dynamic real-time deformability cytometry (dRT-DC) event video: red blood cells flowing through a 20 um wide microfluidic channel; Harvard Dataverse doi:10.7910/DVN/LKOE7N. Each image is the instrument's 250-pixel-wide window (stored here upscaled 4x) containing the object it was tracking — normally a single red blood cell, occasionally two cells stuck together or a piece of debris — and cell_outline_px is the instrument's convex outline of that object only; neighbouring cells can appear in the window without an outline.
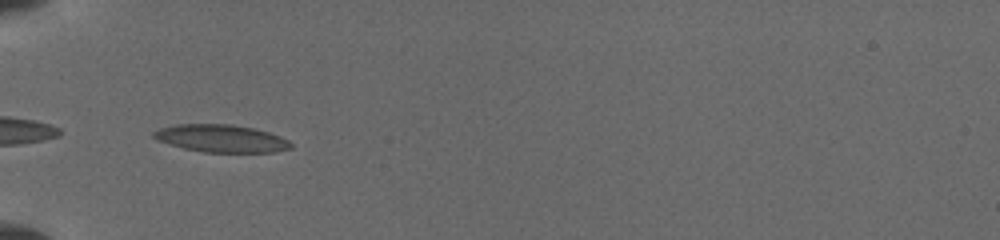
{"species": "common noctule bat (a hibernating species)", "species_latin": "Nyctalus noctula", "temperature_condition": "cold", "stored_images_in_passage": 8, "camera_frame_rate_fps": 3000, "um_per_image_px": 0.085, "animal": {"sex": "female", "body_mass_g": 19.5, "forearm_length_mm": 54.1}, "frame": {"image": 1, "passage_image": 1, "time_ms": 0.0, "image_size_px": [1000, 240], "cell_outline_px": [[292, 148], [272, 152], [204, 152], [184, 148], [156, 140], [152, 136], [152, 132], [160, 128], [176, 124], [232, 124], [252, 128], [268, 132], [280, 136], [288, 140], [292, 144]], "centroid_in_image_um": [18.78, 11.76], "position_along_channel_um": 66.2, "area_um2": 21.96}}
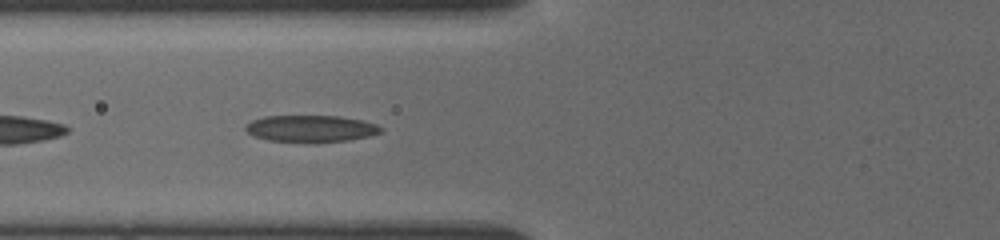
{"frame": {"image": 2, "passage_image": 5, "time_ms": 1.0, "image_size_px": [1000, 240], "cell_outline_px": [[384, 132], [368, 136], [348, 140], [316, 144], [304, 144], [268, 140], [256, 136], [248, 132], [244, 128], [244, 124], [252, 120], [264, 116], [340, 116], [360, 120], [376, 124], [384, 128]], "centroid_in_image_um": [26.42, 10.96], "position_along_channel_um": 99.4, "area_um2": 21.73}}